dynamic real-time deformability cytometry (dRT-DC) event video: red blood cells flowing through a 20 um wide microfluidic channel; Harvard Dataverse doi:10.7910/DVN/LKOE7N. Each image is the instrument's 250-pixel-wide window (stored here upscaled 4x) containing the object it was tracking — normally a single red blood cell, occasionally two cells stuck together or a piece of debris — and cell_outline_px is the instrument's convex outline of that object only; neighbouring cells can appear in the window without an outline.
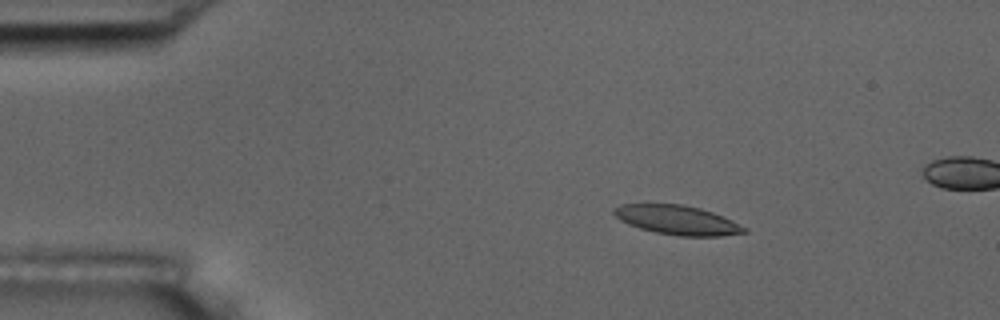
{"species": "common noctule bat (a hibernating species)", "species_latin": "Nyctalus noctula", "temperature_condition": "room temperature", "stored_images_in_passage": 5, "camera_frame_rate_fps": 3000, "um_per_image_px": 0.085, "animal": {"sex": "male", "body_mass_g": 17.5, "forearm_length_mm": 52.3}, "frame": {"image": 1, "passage_image": 3, "time_ms": 2.333, "image_size_px": [1000, 320], "cell_outline_px": [[748, 232], [720, 236], [680, 236], [656, 232], [640, 228], [628, 224], [620, 220], [612, 212], [612, 208], [620, 204], [684, 204], [700, 208], [712, 212], [732, 220], [748, 228]], "centroid_in_image_um": [57.57, 18.7], "position_along_channel_um": 27.4, "area_um2": 22.25}}